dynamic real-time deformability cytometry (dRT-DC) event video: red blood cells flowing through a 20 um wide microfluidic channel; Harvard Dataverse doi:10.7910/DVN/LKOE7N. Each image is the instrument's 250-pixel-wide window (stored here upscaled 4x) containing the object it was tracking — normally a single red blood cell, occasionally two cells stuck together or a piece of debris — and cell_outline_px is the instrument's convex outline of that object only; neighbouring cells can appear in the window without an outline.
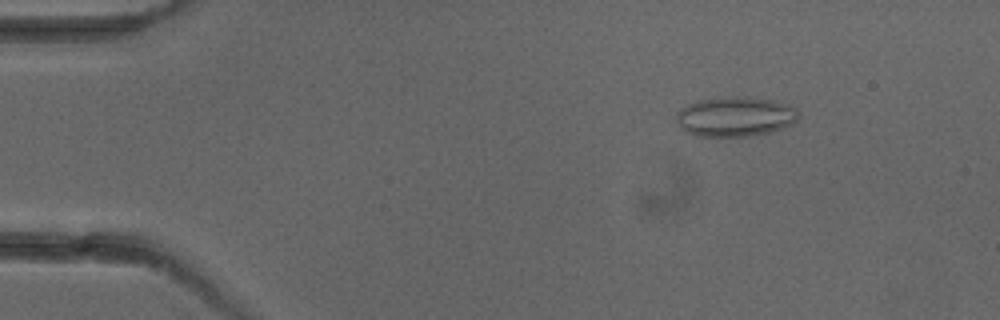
{"species": "common noctule bat (a hibernating species)", "species_latin": "Nyctalus noctula", "temperature_condition": "cold", "stored_images_in_passage": 4, "camera_frame_rate_fps": 3000, "um_per_image_px": 0.085, "animal": {"sex": "female"}, "frame": {"image": 1, "passage_image": 2, "time_ms": 1.0, "image_size_px": [1000, 320], "cell_outline_px": [[800, 112], [796, 120], [792, 124], [784, 128], [772, 132], [748, 136], [700, 136], [688, 132], [680, 128], [676, 120], [676, 112], [680, 108], [696, 100], [732, 96], [744, 96], [772, 100], [788, 104], [796, 108]], "centroid_in_image_um": [62.5, 9.9], "position_along_channel_um": 22.5, "area_um2": 28.61}}